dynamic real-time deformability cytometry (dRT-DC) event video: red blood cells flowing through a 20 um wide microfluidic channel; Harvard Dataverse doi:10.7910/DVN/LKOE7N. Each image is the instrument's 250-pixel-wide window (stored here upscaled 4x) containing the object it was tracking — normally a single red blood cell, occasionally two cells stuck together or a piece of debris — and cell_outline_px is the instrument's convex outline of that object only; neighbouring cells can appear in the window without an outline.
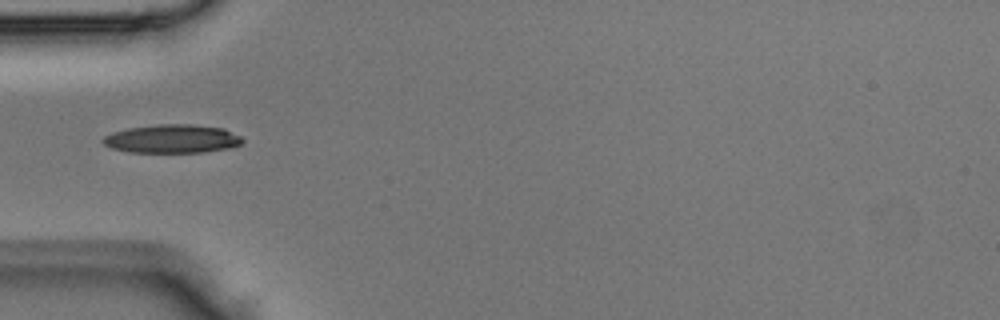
{"species": "Egyptian fruit bat (a non-hibernating species)", "species_latin": "Rousettus aegyptiacus", "temperature_condition": "room temperature", "stored_images_in_passage": 4, "camera_frame_rate_fps": 3000, "um_per_image_px": 0.085, "animal": {"sex": "male"}, "frame": {"image": 1, "passage_image": 4, "time_ms": 1.0, "image_size_px": [1000, 320], "cell_outline_px": [[244, 140], [240, 144], [228, 148], [204, 152], [128, 152], [112, 148], [104, 144], [100, 140], [104, 136], [112, 132], [128, 128], [160, 124], [192, 124], [224, 128], [240, 136]], "centroid_in_image_um": [14.62, 11.79], "position_along_channel_um": 70.4, "area_um2": 23.18}}